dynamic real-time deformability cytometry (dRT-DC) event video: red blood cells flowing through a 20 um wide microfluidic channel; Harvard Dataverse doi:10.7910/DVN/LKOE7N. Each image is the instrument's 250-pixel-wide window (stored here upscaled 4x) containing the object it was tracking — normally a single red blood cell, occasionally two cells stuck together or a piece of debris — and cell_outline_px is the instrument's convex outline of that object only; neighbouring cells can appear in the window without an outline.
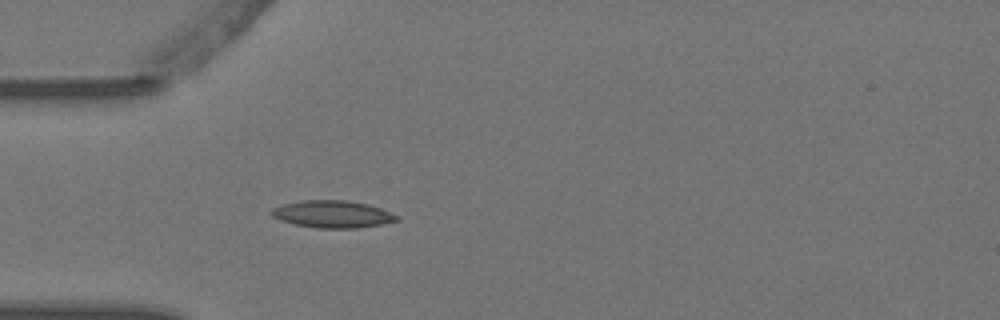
{"species": "Egyptian fruit bat (a non-hibernating species)", "species_latin": "Rousettus aegyptiacus", "temperature_condition": "warm", "stored_images_in_passage": 4, "camera_frame_rate_fps": 3000, "um_per_image_px": 0.085, "animal": {"sex": "female"}, "frame": {"image": 1, "passage_image": 4, "time_ms": 1.0, "image_size_px": [1000, 320], "cell_outline_px": [[400, 220], [380, 224], [356, 228], [316, 228], [296, 224], [280, 220], [272, 216], [268, 212], [272, 208], [284, 204], [300, 200], [348, 200], [368, 204], [380, 208], [400, 216]], "centroid_in_image_um": [28.26, 18.19], "position_along_channel_um": 56.7, "area_um2": 19.94}}